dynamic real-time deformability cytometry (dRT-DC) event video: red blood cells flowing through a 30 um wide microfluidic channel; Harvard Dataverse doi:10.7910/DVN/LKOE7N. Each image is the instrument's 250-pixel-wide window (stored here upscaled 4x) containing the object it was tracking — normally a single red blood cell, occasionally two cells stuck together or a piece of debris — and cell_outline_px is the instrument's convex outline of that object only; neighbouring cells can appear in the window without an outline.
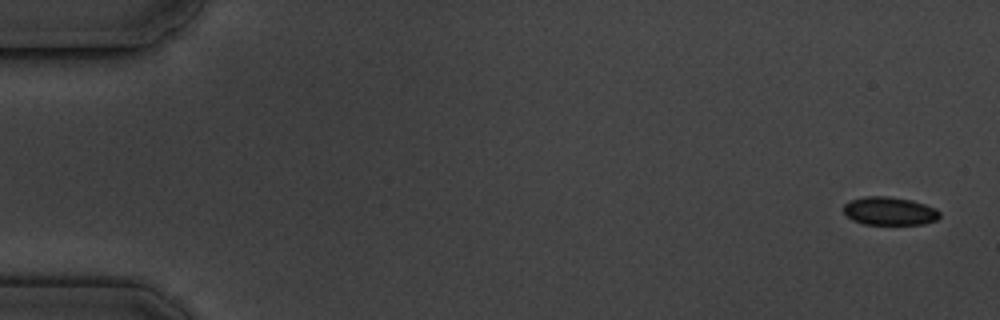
{"species": "common noctule bat (a hibernating species)", "species_latin": "Nyctalus noctula", "temperature_condition": "cold", "stored_images_in_passage": 5, "camera_frame_rate_fps": 3000, "um_per_image_px": 0.085, "animal": {"sex": "male", "body_mass_g": 19.5, "forearm_length_mm": 54.6}, "frame": {"image": 1, "passage_image": 1, "time_ms": 0.0, "image_size_px": [1000, 320], "cell_outline_px": [[940, 216], [936, 220], [924, 224], [864, 224], [852, 220], [844, 212], [844, 204], [848, 200], [864, 196], [888, 196], [912, 200], [936, 208], [940, 212]], "centroid_in_image_um": [75.6, 17.93], "position_along_channel_um": 9.4, "area_um2": 15.9}}
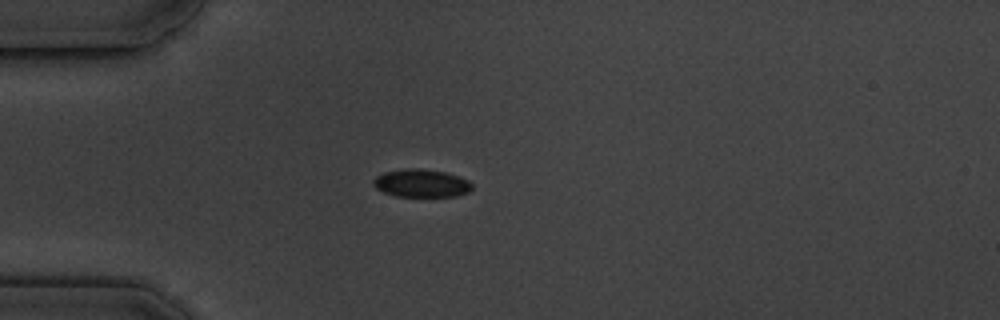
{"frame": {"image": 2, "passage_image": 5, "time_ms": 4.667, "image_size_px": [1000, 320], "cell_outline_px": [[472, 188], [468, 192], [456, 196], [396, 196], [384, 192], [376, 188], [372, 184], [372, 180], [376, 176], [384, 172], [408, 168], [420, 168], [448, 172], [460, 176], [468, 180], [472, 184]], "centroid_in_image_um": [35.82, 15.56], "position_along_channel_um": 49.2, "area_um2": 16.18}}